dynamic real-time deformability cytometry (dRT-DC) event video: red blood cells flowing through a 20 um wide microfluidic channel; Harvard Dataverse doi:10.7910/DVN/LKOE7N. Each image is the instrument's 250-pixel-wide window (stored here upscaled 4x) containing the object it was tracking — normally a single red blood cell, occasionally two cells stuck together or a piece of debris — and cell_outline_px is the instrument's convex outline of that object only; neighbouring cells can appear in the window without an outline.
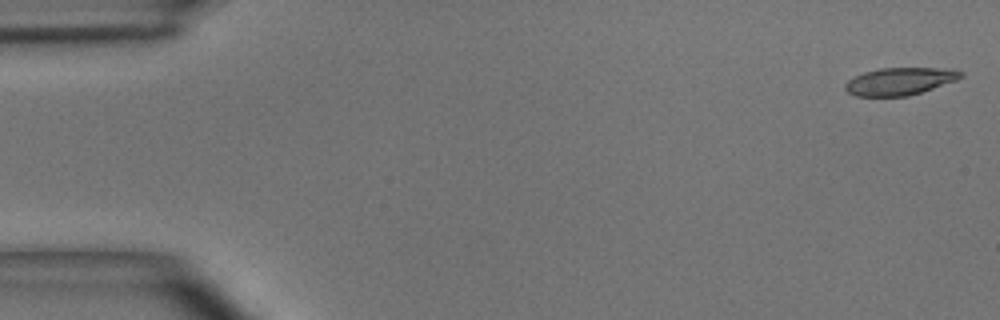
{"species": "common noctule bat (a hibernating species)", "species_latin": "Nyctalus noctula", "temperature_condition": "room temperature", "stored_images_in_passage": 49, "camera_frame_rate_fps": 3000, "um_per_image_px": 0.085, "animal": {"sex": "male", "body_mass_g": 15.6}, "frame": {"image": 1, "passage_image": 1, "time_ms": 0.0, "image_size_px": [1000, 320], "cell_outline_px": [[964, 76], [956, 80], [908, 96], [856, 96], [848, 92], [844, 88], [844, 84], [852, 76], [864, 72], [880, 68], [936, 68], [964, 72]], "centroid_in_image_um": [76.42, 6.91], "position_along_channel_um": 8.6, "area_um2": 18.32}}
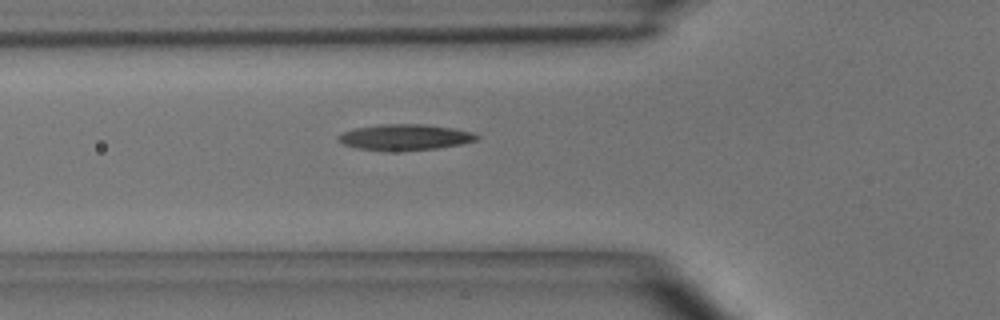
{"frame": {"image": 2, "passage_image": 17, "time_ms": 5.333, "image_size_px": [1000, 320], "cell_outline_px": [[480, 136], [476, 140], [460, 144], [436, 148], [388, 152], [356, 148], [344, 144], [336, 140], [336, 136], [352, 128], [380, 124], [428, 124], [476, 132]], "centroid_in_image_um": [34.39, 11.66], "position_along_channel_um": 91.4, "area_um2": 21.27}}
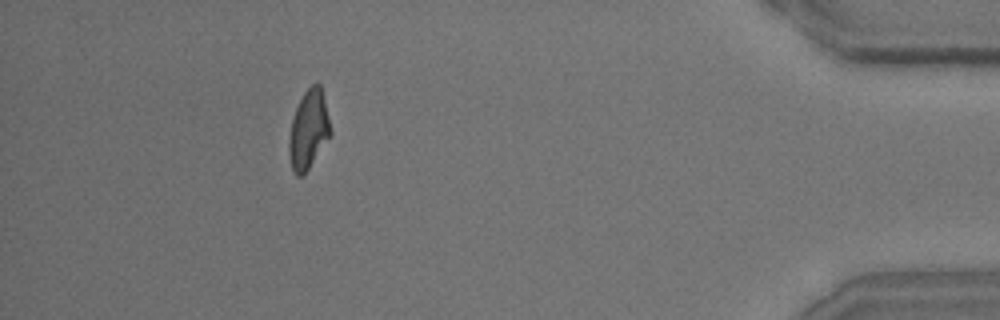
{"frame": {"image": 3, "passage_image": 45, "time_ms": 14.667, "image_size_px": [1000, 320], "cell_outline_px": [[332, 132], [308, 168], [300, 176], [296, 176], [292, 168], [288, 152], [288, 140], [292, 120], [296, 108], [304, 92], [312, 84], [320, 84]], "centroid_in_image_um": [26.21, 11.01], "position_along_channel_um": 409.0, "area_um2": 18.5}, "authors_computed_cell_mechanics": {"area_um2": 19.4786, "velocity_mm_per_s": 3.9884, "shape_relaxation_time_tau1_ms": 5.7982, "shape_relaxation_time_tau2_ms": 2.7853, "deformation_change_tau1": 0.1971, "deformation_change_tau2": 0.1207}}